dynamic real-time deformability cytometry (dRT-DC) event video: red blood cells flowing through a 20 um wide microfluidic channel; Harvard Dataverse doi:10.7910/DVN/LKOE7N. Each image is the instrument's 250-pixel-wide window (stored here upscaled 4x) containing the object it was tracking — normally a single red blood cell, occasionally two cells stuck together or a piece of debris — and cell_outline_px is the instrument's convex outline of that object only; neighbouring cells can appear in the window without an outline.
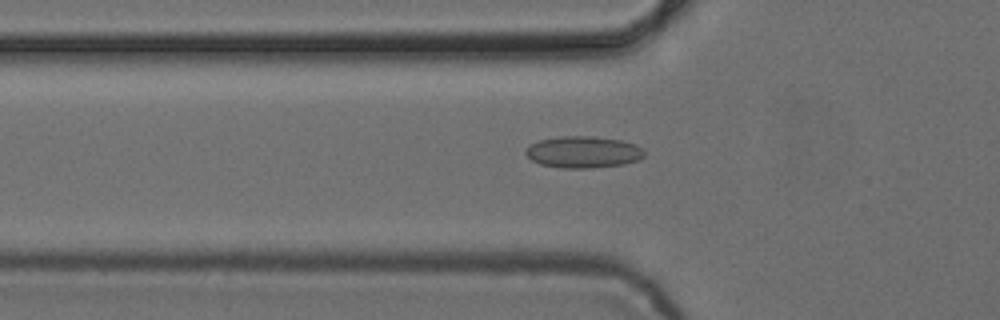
{"species": "common noctule bat (a hibernating species)", "species_latin": "Nyctalus noctula", "temperature_condition": "cold", "stored_images_in_passage": 49, "camera_frame_rate_fps": 3000, "um_per_image_px": 0.085, "animal": {"sex": "female", "body_mass_g": 24.6, "forearm_length_mm": 56.2}, "frame": {"image": 1, "passage_image": 17, "time_ms": 5.333, "image_size_px": [1000, 320], "cell_outline_px": [[644, 156], [640, 160], [624, 164], [592, 168], [560, 168], [540, 164], [532, 160], [524, 152], [528, 144], [540, 140], [560, 136], [592, 136], [620, 140], [636, 144], [644, 148]], "centroid_in_image_um": [49.58, 12.92], "position_along_channel_um": 76.2, "area_um2": 22.14}}
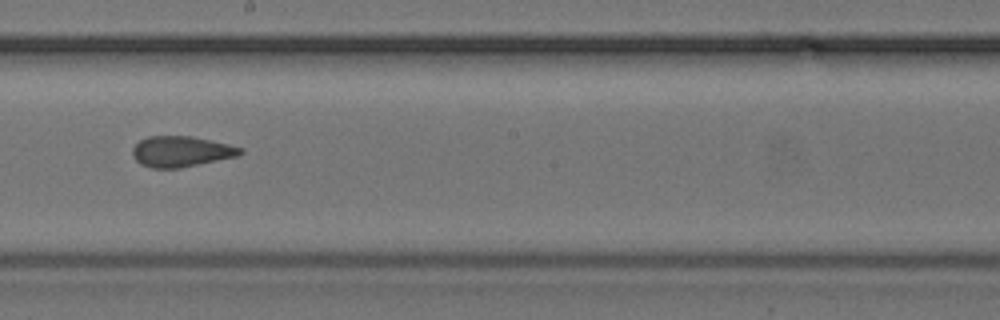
{"frame": {"image": 2, "passage_image": 29, "time_ms": 9.333, "image_size_px": [1000, 320], "cell_outline_px": [[244, 152], [236, 156], [180, 168], [152, 168], [140, 164], [132, 156], [132, 148], [140, 140], [148, 136], [192, 136], [228, 144], [244, 148]], "centroid_in_image_um": [15.37, 12.87], "position_along_channel_um": 232.8, "area_um2": 19.25}}
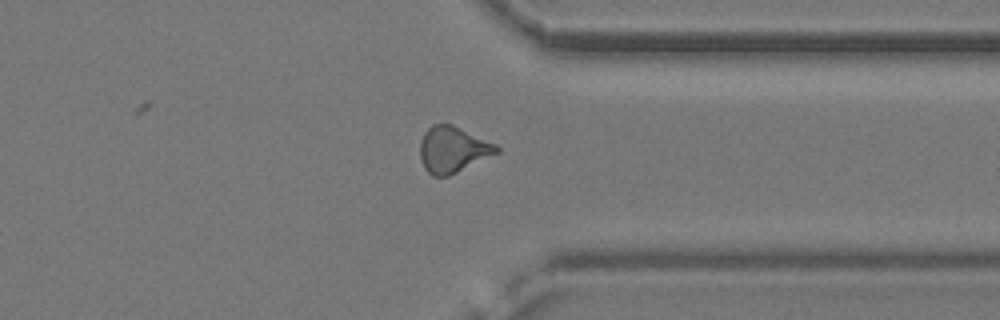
{"frame": {"image": 3, "passage_image": 40, "time_ms": 13.0, "image_size_px": [1000, 320], "cell_outline_px": [[500, 152], [448, 176], [432, 176], [424, 168], [420, 160], [420, 140], [424, 132], [432, 124], [452, 124], [496, 144], [500, 148]], "centroid_in_image_um": [38.47, 12.71], "position_along_channel_um": 372.9, "area_um2": 20.58}, "authors_computed_cell_mechanics": {"area_um2": 20.1722, "velocity_mm_per_s": 3.8849, "shape_relaxation_time_tau1_ms": null, "shape_relaxation_time_tau2_ms": 1.9533, "deformation_change_tau1": null, "deformation_change_tau2": 0.0966}}